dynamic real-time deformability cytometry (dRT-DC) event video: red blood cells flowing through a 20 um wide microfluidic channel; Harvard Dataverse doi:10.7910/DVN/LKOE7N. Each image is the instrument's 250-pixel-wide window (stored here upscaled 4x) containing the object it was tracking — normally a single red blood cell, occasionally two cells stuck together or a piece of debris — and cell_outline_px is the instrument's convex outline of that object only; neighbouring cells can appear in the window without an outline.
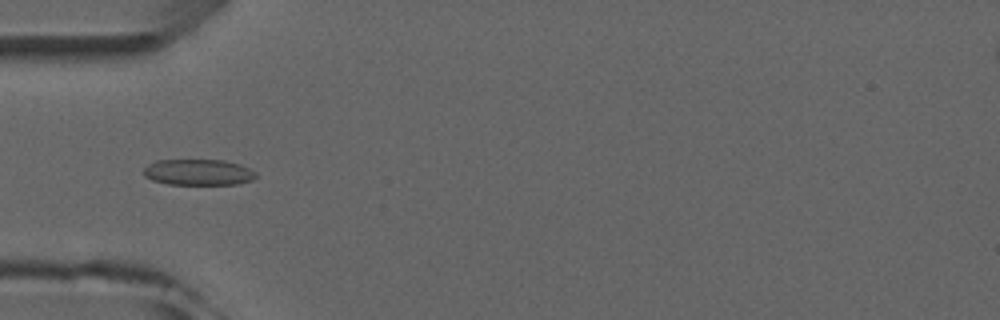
{"species": "common noctule bat (a hibernating species)", "species_latin": "Nyctalus noctula", "temperature_condition": "room temperature", "stored_images_in_passage": 4, "camera_frame_rate_fps": 3000, "um_per_image_px": 0.085, "animal": {"sex": "male", "forearm_length_mm": 52.5}, "frame": {"image": 1, "passage_image": 4, "time_ms": 3.333, "image_size_px": [1000, 320], "cell_outline_px": [[256, 176], [252, 180], [236, 184], [168, 184], [152, 180], [144, 176], [144, 168], [148, 164], [156, 160], [224, 160], [240, 164], [256, 172]], "centroid_in_image_um": [16.85, 14.63], "position_along_channel_um": 68.2, "area_um2": 16.99}}